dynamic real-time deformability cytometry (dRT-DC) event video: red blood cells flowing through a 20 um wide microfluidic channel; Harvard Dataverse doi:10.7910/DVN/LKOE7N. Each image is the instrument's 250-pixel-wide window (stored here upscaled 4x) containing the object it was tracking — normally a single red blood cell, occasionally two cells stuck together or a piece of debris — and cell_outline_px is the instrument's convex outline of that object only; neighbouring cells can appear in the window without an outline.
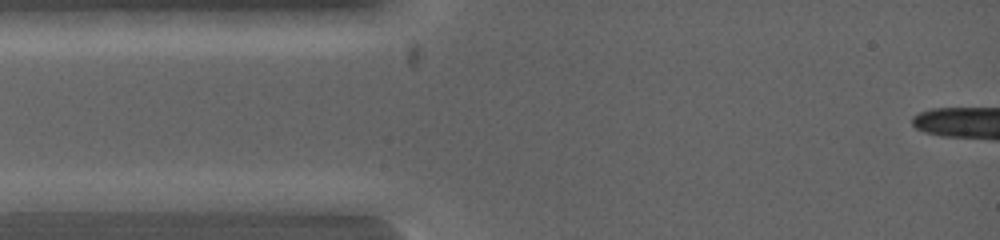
{"species": "common noctule bat (a hibernating species)", "species_latin": "Nyctalus noctula", "temperature_condition": "warm", "stored_images_in_passage": 5, "camera_frame_rate_fps": 5000, "um_per_image_px": 0.085, "animal": {"sex": "female", "body_mass_g": 19.0, "forearm_length_mm": 53.3}, "frame": {"image": 1, "passage_image": 3, "time_ms": 0.4, "image_size_px": [1000, 240], "cell_outline_px": [[184, 200], [164, 212], [16, 212], [20, 200], [28, 192], [164, 192]], "centroid_in_image_um": [8.27, 17.18], "position_along_channel_um": 76.7, "area_um2": 22.2}}